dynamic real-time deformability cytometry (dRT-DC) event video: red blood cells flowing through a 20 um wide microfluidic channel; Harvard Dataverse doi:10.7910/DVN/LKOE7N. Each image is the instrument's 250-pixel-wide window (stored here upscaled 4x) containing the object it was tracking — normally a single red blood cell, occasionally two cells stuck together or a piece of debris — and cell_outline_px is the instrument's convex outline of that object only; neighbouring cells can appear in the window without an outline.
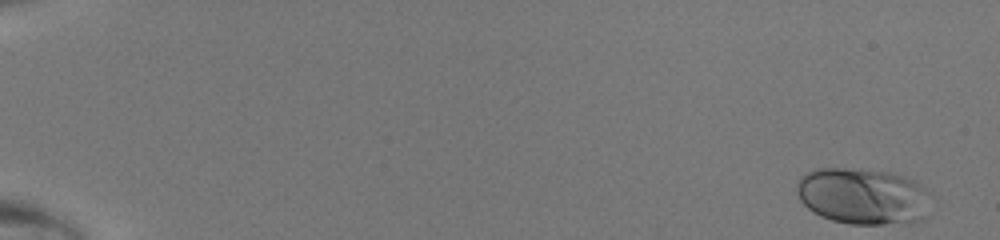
{"species": "human", "species_latin": "Homo sapiens", "temperature_condition": "room temperature", "stored_images_in_passage": 47, "camera_frame_rate_fps": 3000, "um_per_image_px": 0.085, "donor": {"sex": "male"}, "frame": {"image": 1, "passage_image": 1, "time_ms": 0.0, "image_size_px": [1000, 240], "cell_outline_px": [[924, 220], [884, 224], [848, 224], [832, 220], [820, 216], [812, 212], [800, 200], [796, 192], [796, 184], [800, 176], [816, 168], [860, 168], [888, 172], [912, 180], [920, 184], [924, 188]], "centroid_in_image_um": [73.21, 16.66], "position_along_channel_um": 11.8, "area_um2": 43.58}}
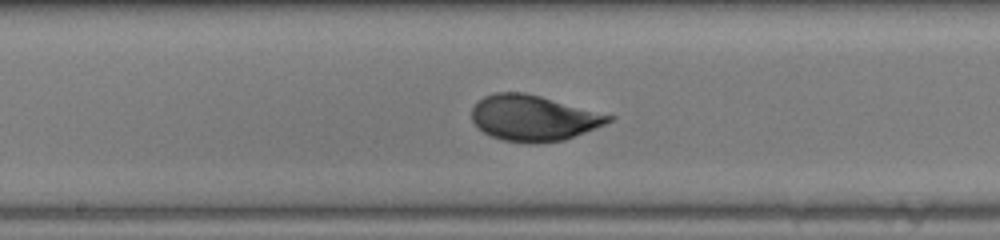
{"frame": {"image": 2, "passage_image": 27, "time_ms": 8.667, "image_size_px": [1000, 240], "cell_outline_px": [[616, 116], [612, 120], [604, 124], [564, 140], [532, 144], [528, 144], [504, 140], [492, 136], [484, 132], [472, 120], [472, 108], [484, 96], [496, 92], [524, 92], [540, 96]], "centroid_in_image_um": [45.34, 10.03], "position_along_channel_um": 202.9, "area_um2": 36.18}}
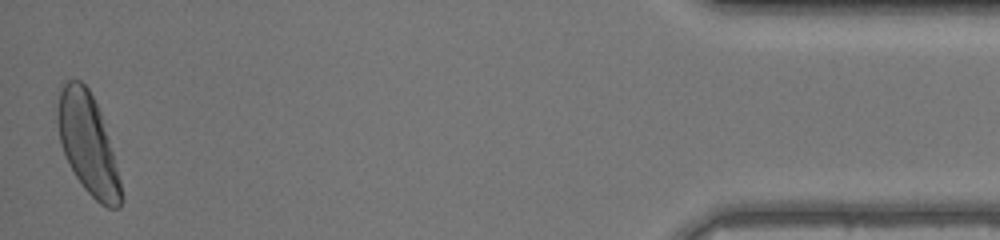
{"frame": {"image": 3, "passage_image": 47, "time_ms": 15.333, "image_size_px": [1000, 240], "cell_outline_px": [[124, 200], [120, 208], [108, 208], [100, 204], [84, 188], [76, 176], [60, 144], [56, 116], [56, 104], [60, 84], [68, 80], [80, 80], [88, 88], [100, 112], [108, 136], [120, 180], [124, 196]], "centroid_in_image_um": [7.46, 12.22], "position_along_channel_um": 427.7, "area_um2": 37.05}}